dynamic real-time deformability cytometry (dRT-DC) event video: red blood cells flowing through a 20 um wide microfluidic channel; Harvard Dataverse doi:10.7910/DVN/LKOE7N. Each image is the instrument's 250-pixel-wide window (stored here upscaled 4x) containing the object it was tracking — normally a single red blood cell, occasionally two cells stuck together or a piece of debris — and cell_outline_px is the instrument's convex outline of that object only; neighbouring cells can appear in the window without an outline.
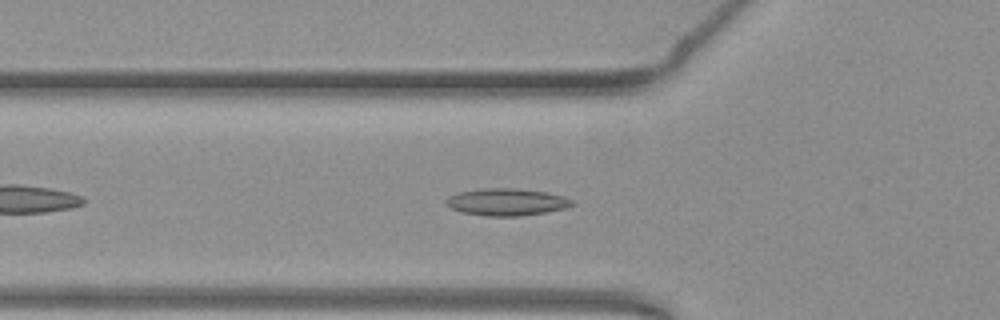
{"species": "common noctule bat (a hibernating species)", "species_latin": "Nyctalus noctula", "temperature_condition": "warm", "stored_images_in_passage": 40, "camera_frame_rate_fps": 3000, "um_per_image_px": 0.085, "animal": {"sex": "female", "body_mass_g": 19.3, "forearm_length_mm": 54.1}, "frame": {"image": 1, "passage_image": 8, "time_ms": 2.333, "image_size_px": [1000, 320], "cell_outline_px": [[576, 204], [568, 208], [520, 216], [484, 216], [464, 212], [452, 208], [444, 204], [444, 200], [448, 196], [460, 192], [480, 188], [512, 188], [548, 192], [564, 196], [576, 200]], "centroid_in_image_um": [43.11, 17.16], "position_along_channel_um": 82.7, "area_um2": 20.17}}
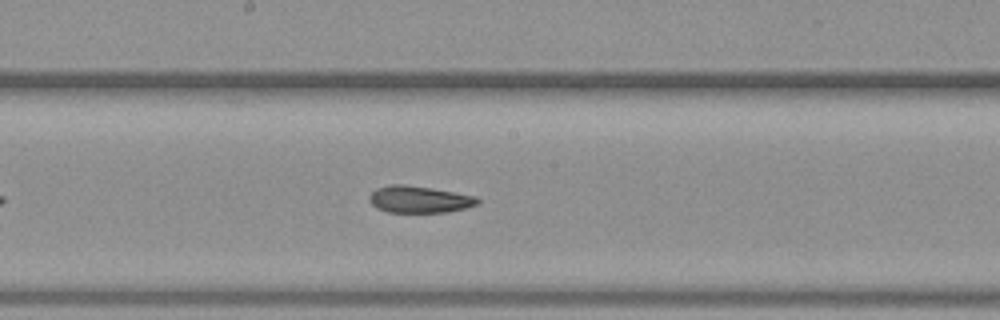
{"frame": {"image": 2, "passage_image": 18, "time_ms": 5.667, "image_size_px": [1000, 320], "cell_outline_px": [[480, 204], [448, 212], [388, 212], [376, 208], [368, 200], [368, 196], [376, 188], [392, 184], [404, 184], [432, 188], [476, 196], [480, 200]], "centroid_in_image_um": [35.63, 16.94], "position_along_channel_um": 212.6, "area_um2": 17.05}}
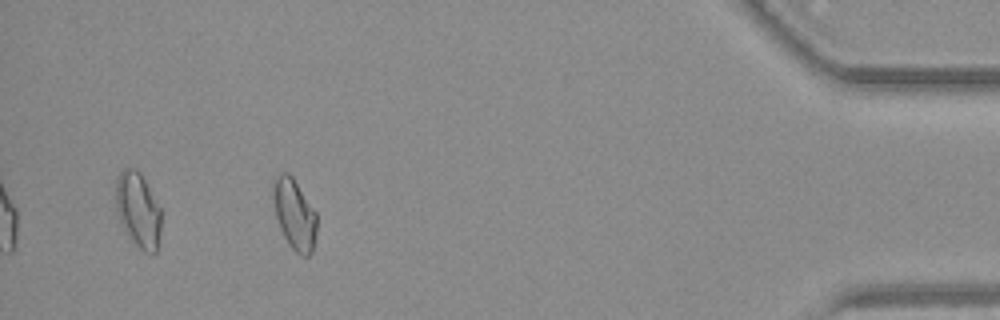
{"frame": {"image": 3, "passage_image": 38, "time_ms": 12.333, "image_size_px": [1000, 320], "cell_outline_px": [[316, 236], [312, 252], [308, 256], [300, 256], [288, 244], [280, 228], [276, 216], [272, 192], [272, 180], [280, 172], [288, 172], [292, 176], [316, 212]], "centroid_in_image_um": [25.02, 18.2], "position_along_channel_um": 410.2, "area_um2": 18.03}}